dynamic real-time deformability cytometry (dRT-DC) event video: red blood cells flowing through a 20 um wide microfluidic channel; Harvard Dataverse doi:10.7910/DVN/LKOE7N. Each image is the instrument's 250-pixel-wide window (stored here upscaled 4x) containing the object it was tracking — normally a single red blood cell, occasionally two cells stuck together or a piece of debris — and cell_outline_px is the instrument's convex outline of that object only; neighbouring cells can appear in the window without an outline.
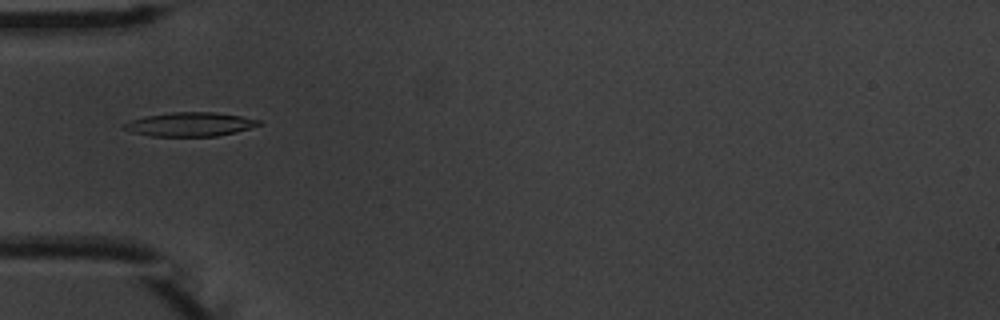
{"species": "common noctule bat (a hibernating species)", "species_latin": "Nyctalus noctula", "temperature_condition": "warm", "stored_images_in_passage": 5, "camera_frame_rate_fps": 3000, "um_per_image_px": 0.085, "animal": {"sex": "male", "body_mass_g": 20.1, "forearm_length_mm": 53.5}, "frame": {"image": 1, "passage_image": 5, "time_ms": 4.667, "image_size_px": [1000, 320], "cell_outline_px": [[264, 124], [236, 132], [216, 136], [152, 136], [132, 132], [120, 128], [124, 124], [132, 120], [144, 116], [172, 112], [216, 112], [240, 116], [260, 120]], "centroid_in_image_um": [16.17, 10.56], "position_along_channel_um": 68.8, "area_um2": 18.84}}